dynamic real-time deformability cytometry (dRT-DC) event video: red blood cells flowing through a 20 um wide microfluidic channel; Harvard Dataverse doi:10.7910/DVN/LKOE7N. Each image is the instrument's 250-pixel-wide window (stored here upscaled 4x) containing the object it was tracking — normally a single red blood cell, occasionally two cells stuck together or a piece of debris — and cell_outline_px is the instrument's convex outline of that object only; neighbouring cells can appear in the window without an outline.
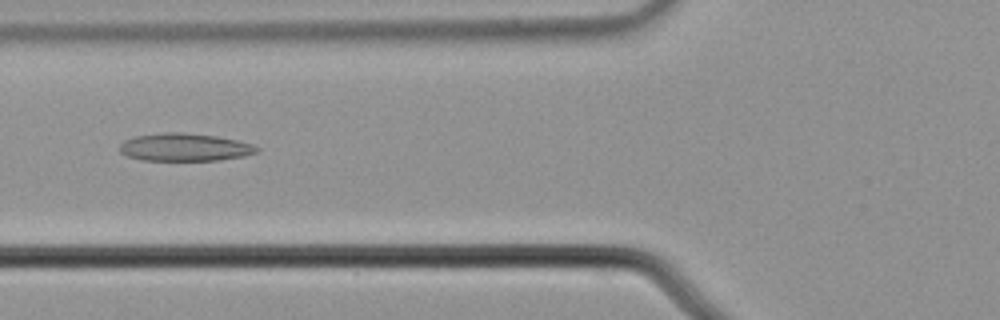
{"species": "common noctule bat (a hibernating species)", "species_latin": "Nyctalus noctula", "temperature_condition": "cold", "stored_images_in_passage": 6, "camera_frame_rate_fps": 3000, "um_per_image_px": 0.085, "animal": {"sex": "male", "body_mass_g": 21.5, "forearm_length_mm": 52.0}, "frame": {"image": 1, "passage_image": 4, "time_ms": 1.0, "image_size_px": [1000, 320], "cell_outline_px": [[260, 148], [256, 152], [244, 156], [220, 160], [144, 160], [128, 156], [120, 152], [120, 144], [124, 140], [136, 136], [164, 132], [184, 132], [216, 136], [236, 140], [252, 144]], "centroid_in_image_um": [15.7, 12.51], "position_along_channel_um": 110.1, "area_um2": 22.08}}
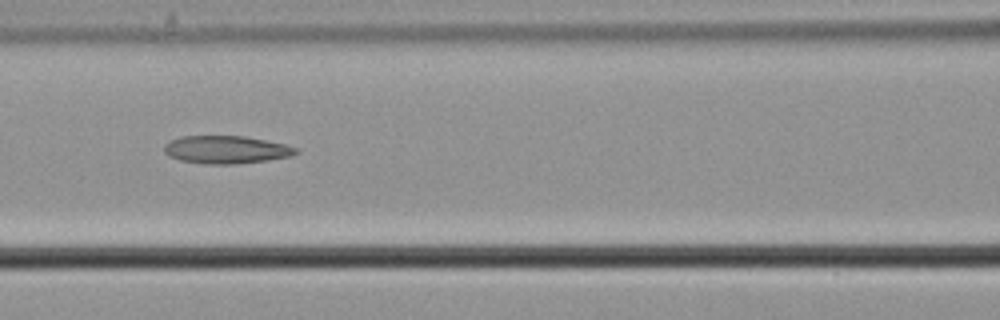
{"frame": {"image": 2, "passage_image": 5, "time_ms": 1.333, "image_size_px": [1000, 320], "cell_outline_px": [[300, 152], [288, 156], [268, 160], [236, 164], [208, 164], [180, 160], [168, 156], [164, 152], [164, 144], [180, 136], [244, 136], [284, 144], [296, 148]], "centroid_in_image_um": [19.19, 12.72], "position_along_channel_um": 147.4, "area_um2": 21.21}}
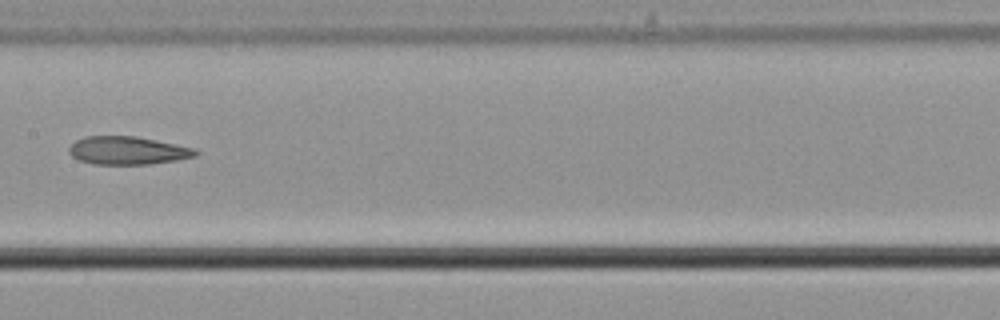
{"frame": {"image": 3, "passage_image": 6, "time_ms": 1.667, "image_size_px": [1000, 320], "cell_outline_px": [[200, 152], [196, 156], [176, 160], [152, 164], [92, 164], [80, 160], [72, 156], [68, 152], [68, 148], [76, 140], [84, 136], [136, 136], [196, 148]], "centroid_in_image_um": [10.86, 12.79], "position_along_channel_um": 196.5, "area_um2": 20.81}}